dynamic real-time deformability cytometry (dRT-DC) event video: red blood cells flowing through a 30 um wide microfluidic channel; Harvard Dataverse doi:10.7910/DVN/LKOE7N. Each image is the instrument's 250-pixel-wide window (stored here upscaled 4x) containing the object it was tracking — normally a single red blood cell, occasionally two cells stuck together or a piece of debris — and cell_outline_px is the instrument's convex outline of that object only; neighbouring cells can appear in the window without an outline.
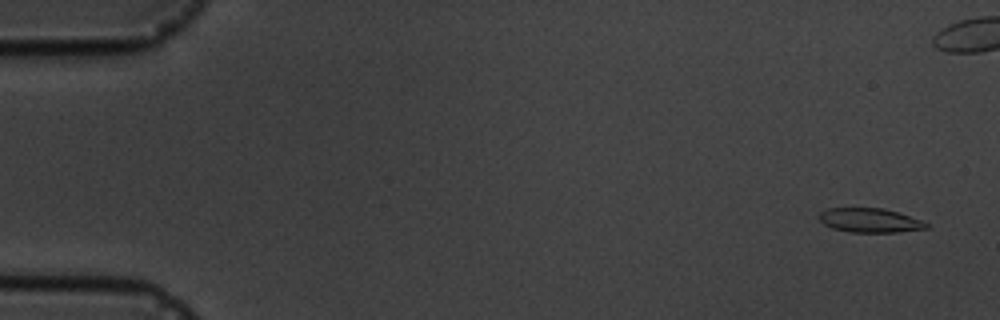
{"species": "common noctule bat (a hibernating species)", "species_latin": "Nyctalus noctula", "temperature_condition": "cold", "stored_images_in_passage": 5, "camera_frame_rate_fps": 3000, "um_per_image_px": 0.085, "animal": {"sex": "male", "body_mass_g": 19.5, "forearm_length_mm": 54.6}, "frame": {"image": 1, "passage_image": 1, "time_ms": 0.0, "image_size_px": [1000, 320], "cell_outline_px": [[928, 228], [900, 232], [848, 232], [832, 228], [824, 224], [816, 216], [820, 212], [828, 208], [884, 208], [920, 220], [928, 224]], "centroid_in_image_um": [73.88, 18.73], "position_along_channel_um": 11.1, "area_um2": 15.09}}